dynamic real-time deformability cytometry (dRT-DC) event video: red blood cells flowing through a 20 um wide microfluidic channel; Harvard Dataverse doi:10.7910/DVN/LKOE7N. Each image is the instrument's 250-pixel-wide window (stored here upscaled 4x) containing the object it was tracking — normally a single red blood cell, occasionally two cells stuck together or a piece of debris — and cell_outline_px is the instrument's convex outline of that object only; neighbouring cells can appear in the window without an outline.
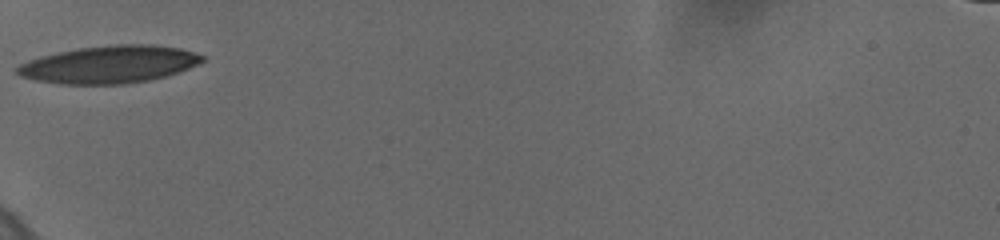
{"species": "human", "species_latin": "Homo sapiens", "temperature_condition": "cold", "stored_images_in_passage": 32, "camera_frame_rate_fps": 3000, "um_per_image_px": 0.085, "donor": {"sex": "female"}, "frame": {"image": 1, "passage_image": 1, "time_ms": 0.0, "image_size_px": [1000, 240], "cell_outline_px": [[204, 60], [200, 64], [180, 72], [168, 76], [148, 80], [124, 84], [60, 84], [36, 80], [20, 76], [16, 72], [16, 68], [20, 64], [28, 60], [76, 48], [108, 44], [152, 44], [180, 48], [204, 56]], "centroid_in_image_um": [9.33, 5.47], "position_along_channel_um": 75.7, "area_um2": 40.58}}
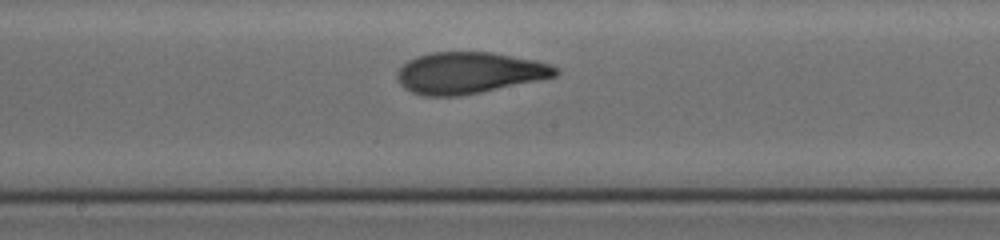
{"frame": {"image": 2, "passage_image": 12, "time_ms": 3.667, "image_size_px": [1000, 240], "cell_outline_px": [[560, 72], [556, 76], [540, 80], [460, 96], [424, 96], [412, 92], [404, 88], [400, 84], [396, 76], [400, 68], [408, 60], [416, 56], [432, 52], [492, 52], [536, 60], [552, 64], [560, 68]], "centroid_in_image_um": [39.91, 6.19], "position_along_channel_um": 208.3, "area_um2": 38.44}}
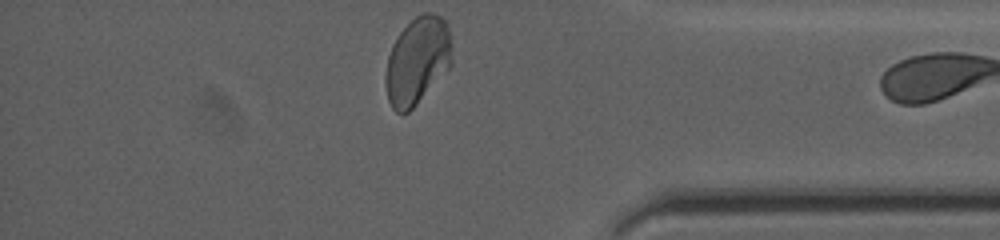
{"frame": {"image": 3, "passage_image": 31, "time_ms": 7.667, "image_size_px": [1000, 240], "cell_outline_px": [[452, 64], [416, 104], [408, 112], [396, 112], [392, 108], [388, 100], [384, 80], [384, 76], [388, 56], [392, 44], [400, 32], [416, 16], [424, 12], [432, 12], [440, 16], [444, 20], [448, 28], [452, 44]], "centroid_in_image_um": [35.46, 5.15], "position_along_channel_um": 399.7, "area_um2": 33.7}}